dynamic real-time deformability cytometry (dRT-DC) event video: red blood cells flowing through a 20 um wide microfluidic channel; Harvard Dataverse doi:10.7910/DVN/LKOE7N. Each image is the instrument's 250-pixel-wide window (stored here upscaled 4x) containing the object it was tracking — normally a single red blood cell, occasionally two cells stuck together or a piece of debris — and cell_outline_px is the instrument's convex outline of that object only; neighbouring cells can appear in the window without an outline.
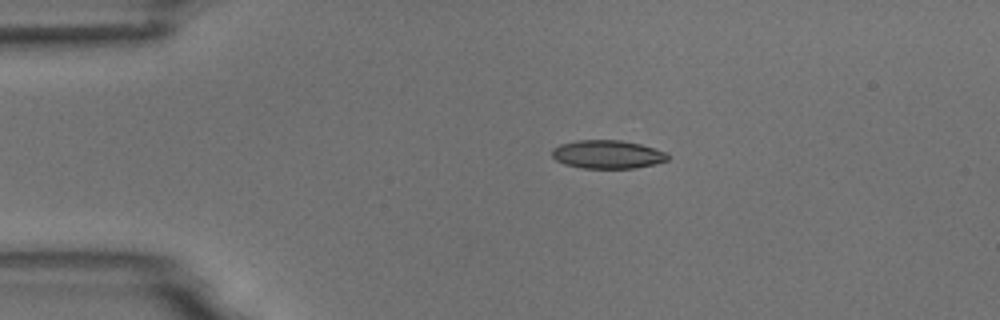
{"species": "common noctule bat (a hibernating species)", "species_latin": "Nyctalus noctula", "temperature_condition": "room temperature", "stored_images_in_passage": 4, "camera_frame_rate_fps": 3000, "um_per_image_px": 0.085, "animal": {"sex": "male", "body_mass_g": 18.8}, "frame": {"image": 1, "passage_image": 3, "time_ms": 2.333, "image_size_px": [1000, 320], "cell_outline_px": [[668, 160], [656, 164], [636, 168], [584, 168], [564, 164], [556, 160], [552, 156], [552, 148], [560, 144], [576, 140], [620, 140], [640, 144], [668, 152]], "centroid_in_image_um": [51.65, 13.12], "position_along_channel_um": 33.4, "area_um2": 19.25}}